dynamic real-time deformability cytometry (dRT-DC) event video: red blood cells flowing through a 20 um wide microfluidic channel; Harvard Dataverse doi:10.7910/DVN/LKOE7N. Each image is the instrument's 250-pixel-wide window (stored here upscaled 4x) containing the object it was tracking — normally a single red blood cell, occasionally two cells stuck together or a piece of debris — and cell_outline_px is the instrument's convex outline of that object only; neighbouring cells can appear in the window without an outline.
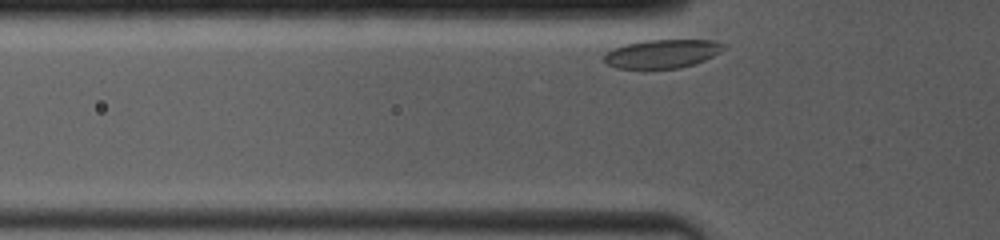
{"species": "common noctule bat (a hibernating species)", "species_latin": "Nyctalus noctula", "temperature_condition": "room temperature", "stored_images_in_passage": 27, "camera_frame_rate_fps": 4000, "um_per_image_px": 0.085, "animal": {"sex": "female", "body_mass_g": 19.0, "forearm_length_mm": 53.3}, "frame": {"image": 1, "passage_image": 2, "time_ms": 0.25, "image_size_px": [1000, 240], "cell_outline_px": [[728, 44], [720, 52], [704, 60], [680, 68], [616, 68], [608, 64], [604, 60], [604, 56], [612, 48], [624, 44], [644, 40], [712, 40]], "centroid_in_image_um": [56.3, 4.55], "position_along_channel_um": 69.5, "area_um2": 19.83}}
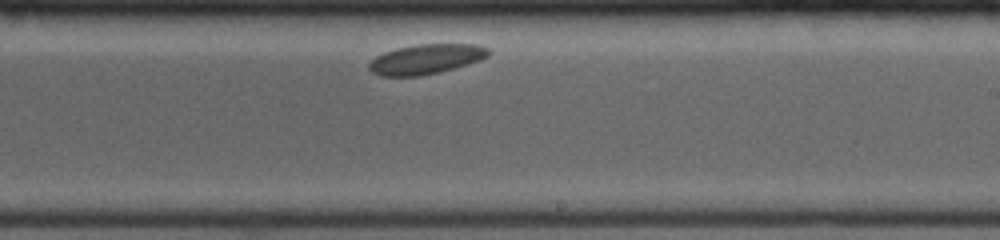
{"frame": {"image": 2, "passage_image": 16, "time_ms": 5.5, "image_size_px": [1000, 240], "cell_outline_px": [[492, 52], [488, 56], [480, 60], [440, 72], [420, 76], [380, 76], [372, 72], [368, 68], [368, 64], [376, 56], [384, 52], [396, 48], [416, 44], [476, 44], [488, 48]], "centroid_in_image_um": [36.21, 5.02], "position_along_channel_um": 252.8, "area_um2": 20.87}}
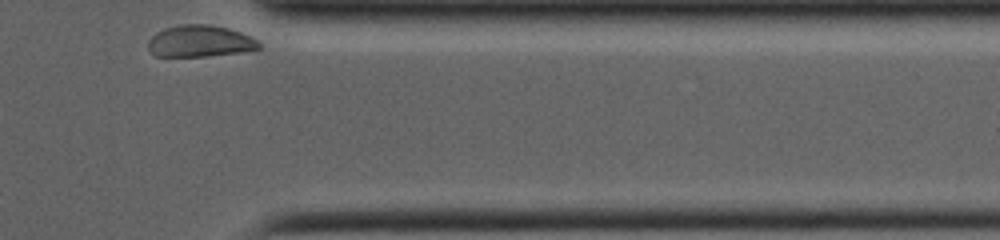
{"frame": {"image": 3, "passage_image": 27, "time_ms": 9.5, "image_size_px": [1000, 240], "cell_outline_px": [[260, 48], [244, 52], [204, 56], [156, 56], [148, 48], [148, 40], [156, 32], [164, 28], [180, 24], [212, 24], [228, 28], [252, 36], [260, 44]], "centroid_in_image_um": [17.0, 3.49], "position_along_channel_um": 394.4, "area_um2": 20.58}}